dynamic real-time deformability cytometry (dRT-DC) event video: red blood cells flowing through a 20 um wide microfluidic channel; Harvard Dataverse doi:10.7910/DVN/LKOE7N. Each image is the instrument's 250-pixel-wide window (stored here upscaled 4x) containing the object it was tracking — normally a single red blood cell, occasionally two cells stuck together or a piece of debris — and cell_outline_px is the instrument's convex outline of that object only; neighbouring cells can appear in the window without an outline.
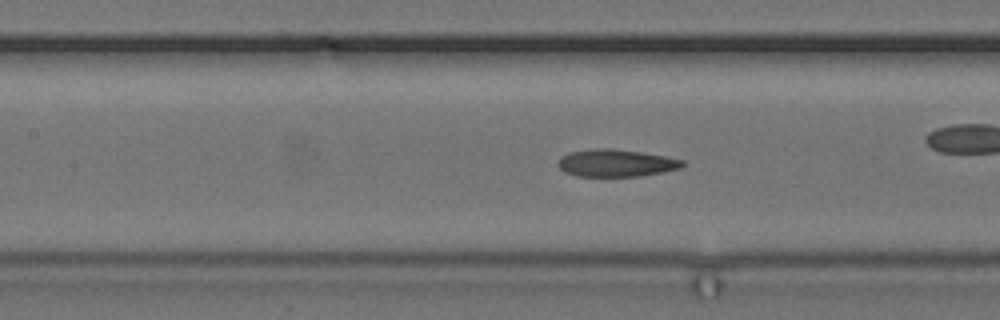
{"species": "common noctule bat (a hibernating species)", "species_latin": "Nyctalus noctula", "temperature_condition": "cold", "stored_images_in_passage": 56, "camera_frame_rate_fps": 3000, "um_per_image_px": 0.085, "animal": {"sex": "female", "body_mass_g": 24.6, "forearm_length_mm": 56.2}, "frame": {"image": 1, "passage_image": 25, "time_ms": 8.0, "image_size_px": [1000, 320], "cell_outline_px": [[688, 164], [680, 168], [640, 176], [576, 176], [564, 172], [556, 164], [560, 156], [568, 152], [596, 148], [612, 148], [640, 152], [664, 156], [684, 160]], "centroid_in_image_um": [52.33, 13.85], "position_along_channel_um": 155.1, "area_um2": 19.94}, "authors_computed_cell_mechanics": {"area_um2": 20.23, "velocity_mm_per_s": 3.7057, "shape_relaxation_time_tau1_ms": 6.9354, "shape_relaxation_time_tau2_ms": 2.7563, "deformation_change_tau1": 0.2027, "deformation_change_tau2": 0.1132}}